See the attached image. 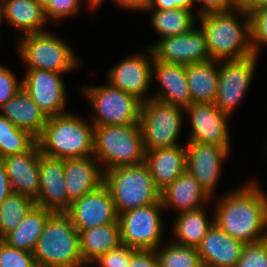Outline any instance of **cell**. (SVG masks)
I'll use <instances>...</instances> for the list:
<instances>
[{
	"label": "cell",
	"mask_w": 267,
	"mask_h": 267,
	"mask_svg": "<svg viewBox=\"0 0 267 267\" xmlns=\"http://www.w3.org/2000/svg\"><path fill=\"white\" fill-rule=\"evenodd\" d=\"M140 124L94 126L95 159L104 170L145 162Z\"/></svg>",
	"instance_id": "6"
},
{
	"label": "cell",
	"mask_w": 267,
	"mask_h": 267,
	"mask_svg": "<svg viewBox=\"0 0 267 267\" xmlns=\"http://www.w3.org/2000/svg\"><path fill=\"white\" fill-rule=\"evenodd\" d=\"M53 213L51 210L34 205L18 227L7 234L2 241L10 247L33 253L37 240Z\"/></svg>",
	"instance_id": "29"
},
{
	"label": "cell",
	"mask_w": 267,
	"mask_h": 267,
	"mask_svg": "<svg viewBox=\"0 0 267 267\" xmlns=\"http://www.w3.org/2000/svg\"><path fill=\"white\" fill-rule=\"evenodd\" d=\"M256 55L238 60H225L219 67L218 91L215 105L230 115L248 90L257 64Z\"/></svg>",
	"instance_id": "11"
},
{
	"label": "cell",
	"mask_w": 267,
	"mask_h": 267,
	"mask_svg": "<svg viewBox=\"0 0 267 267\" xmlns=\"http://www.w3.org/2000/svg\"><path fill=\"white\" fill-rule=\"evenodd\" d=\"M217 203L214 223L223 232L245 244L267 239V194L257 182L249 181Z\"/></svg>",
	"instance_id": "1"
},
{
	"label": "cell",
	"mask_w": 267,
	"mask_h": 267,
	"mask_svg": "<svg viewBox=\"0 0 267 267\" xmlns=\"http://www.w3.org/2000/svg\"><path fill=\"white\" fill-rule=\"evenodd\" d=\"M148 9H175V0H151Z\"/></svg>",
	"instance_id": "46"
},
{
	"label": "cell",
	"mask_w": 267,
	"mask_h": 267,
	"mask_svg": "<svg viewBox=\"0 0 267 267\" xmlns=\"http://www.w3.org/2000/svg\"><path fill=\"white\" fill-rule=\"evenodd\" d=\"M80 0H52L51 3L44 9L46 20L49 18L58 21L76 14L80 11Z\"/></svg>",
	"instance_id": "39"
},
{
	"label": "cell",
	"mask_w": 267,
	"mask_h": 267,
	"mask_svg": "<svg viewBox=\"0 0 267 267\" xmlns=\"http://www.w3.org/2000/svg\"><path fill=\"white\" fill-rule=\"evenodd\" d=\"M38 267H84L79 231L65 212H54L33 251Z\"/></svg>",
	"instance_id": "4"
},
{
	"label": "cell",
	"mask_w": 267,
	"mask_h": 267,
	"mask_svg": "<svg viewBox=\"0 0 267 267\" xmlns=\"http://www.w3.org/2000/svg\"><path fill=\"white\" fill-rule=\"evenodd\" d=\"M191 120V136L188 141L222 146L230 152L228 119L215 103H192L184 109Z\"/></svg>",
	"instance_id": "15"
},
{
	"label": "cell",
	"mask_w": 267,
	"mask_h": 267,
	"mask_svg": "<svg viewBox=\"0 0 267 267\" xmlns=\"http://www.w3.org/2000/svg\"><path fill=\"white\" fill-rule=\"evenodd\" d=\"M114 3L123 7V9L147 11L151 0H113Z\"/></svg>",
	"instance_id": "44"
},
{
	"label": "cell",
	"mask_w": 267,
	"mask_h": 267,
	"mask_svg": "<svg viewBox=\"0 0 267 267\" xmlns=\"http://www.w3.org/2000/svg\"><path fill=\"white\" fill-rule=\"evenodd\" d=\"M201 3L202 8L198 15L227 12L237 7V0H194V3Z\"/></svg>",
	"instance_id": "41"
},
{
	"label": "cell",
	"mask_w": 267,
	"mask_h": 267,
	"mask_svg": "<svg viewBox=\"0 0 267 267\" xmlns=\"http://www.w3.org/2000/svg\"><path fill=\"white\" fill-rule=\"evenodd\" d=\"M264 6H267V0H237V7L247 13Z\"/></svg>",
	"instance_id": "45"
},
{
	"label": "cell",
	"mask_w": 267,
	"mask_h": 267,
	"mask_svg": "<svg viewBox=\"0 0 267 267\" xmlns=\"http://www.w3.org/2000/svg\"><path fill=\"white\" fill-rule=\"evenodd\" d=\"M183 110L154 98L141 102L139 124L145 151L179 145Z\"/></svg>",
	"instance_id": "8"
},
{
	"label": "cell",
	"mask_w": 267,
	"mask_h": 267,
	"mask_svg": "<svg viewBox=\"0 0 267 267\" xmlns=\"http://www.w3.org/2000/svg\"><path fill=\"white\" fill-rule=\"evenodd\" d=\"M0 0V24L2 23V20L4 19V4L3 1Z\"/></svg>",
	"instance_id": "50"
},
{
	"label": "cell",
	"mask_w": 267,
	"mask_h": 267,
	"mask_svg": "<svg viewBox=\"0 0 267 267\" xmlns=\"http://www.w3.org/2000/svg\"><path fill=\"white\" fill-rule=\"evenodd\" d=\"M43 9H45L52 0H35Z\"/></svg>",
	"instance_id": "49"
},
{
	"label": "cell",
	"mask_w": 267,
	"mask_h": 267,
	"mask_svg": "<svg viewBox=\"0 0 267 267\" xmlns=\"http://www.w3.org/2000/svg\"><path fill=\"white\" fill-rule=\"evenodd\" d=\"M146 50L148 57L146 54L139 53L126 57L119 64L110 68L107 78L113 87L135 96L141 102L152 98L151 95L148 97L145 94L149 91V84L152 82L154 58L151 48Z\"/></svg>",
	"instance_id": "14"
},
{
	"label": "cell",
	"mask_w": 267,
	"mask_h": 267,
	"mask_svg": "<svg viewBox=\"0 0 267 267\" xmlns=\"http://www.w3.org/2000/svg\"><path fill=\"white\" fill-rule=\"evenodd\" d=\"M13 193L7 170L0 160V204Z\"/></svg>",
	"instance_id": "43"
},
{
	"label": "cell",
	"mask_w": 267,
	"mask_h": 267,
	"mask_svg": "<svg viewBox=\"0 0 267 267\" xmlns=\"http://www.w3.org/2000/svg\"><path fill=\"white\" fill-rule=\"evenodd\" d=\"M19 37V55L28 69L64 73L80 64L72 48L49 31Z\"/></svg>",
	"instance_id": "7"
},
{
	"label": "cell",
	"mask_w": 267,
	"mask_h": 267,
	"mask_svg": "<svg viewBox=\"0 0 267 267\" xmlns=\"http://www.w3.org/2000/svg\"><path fill=\"white\" fill-rule=\"evenodd\" d=\"M0 111L17 128L28 131L36 138L41 135L48 119L22 87Z\"/></svg>",
	"instance_id": "25"
},
{
	"label": "cell",
	"mask_w": 267,
	"mask_h": 267,
	"mask_svg": "<svg viewBox=\"0 0 267 267\" xmlns=\"http://www.w3.org/2000/svg\"><path fill=\"white\" fill-rule=\"evenodd\" d=\"M36 143V137L17 128L0 113V158L29 151Z\"/></svg>",
	"instance_id": "33"
},
{
	"label": "cell",
	"mask_w": 267,
	"mask_h": 267,
	"mask_svg": "<svg viewBox=\"0 0 267 267\" xmlns=\"http://www.w3.org/2000/svg\"><path fill=\"white\" fill-rule=\"evenodd\" d=\"M245 243L223 232L215 223L208 230L197 251L204 265L236 267Z\"/></svg>",
	"instance_id": "20"
},
{
	"label": "cell",
	"mask_w": 267,
	"mask_h": 267,
	"mask_svg": "<svg viewBox=\"0 0 267 267\" xmlns=\"http://www.w3.org/2000/svg\"><path fill=\"white\" fill-rule=\"evenodd\" d=\"M162 209L160 201L119 214L121 244L138 250H156L163 235Z\"/></svg>",
	"instance_id": "10"
},
{
	"label": "cell",
	"mask_w": 267,
	"mask_h": 267,
	"mask_svg": "<svg viewBox=\"0 0 267 267\" xmlns=\"http://www.w3.org/2000/svg\"><path fill=\"white\" fill-rule=\"evenodd\" d=\"M61 74L50 70L28 69L26 76L21 79L22 88L47 117L68 113L64 112L67 95Z\"/></svg>",
	"instance_id": "13"
},
{
	"label": "cell",
	"mask_w": 267,
	"mask_h": 267,
	"mask_svg": "<svg viewBox=\"0 0 267 267\" xmlns=\"http://www.w3.org/2000/svg\"><path fill=\"white\" fill-rule=\"evenodd\" d=\"M211 200L198 181L187 171L160 191L163 208L171 206L177 208L179 213L200 209Z\"/></svg>",
	"instance_id": "23"
},
{
	"label": "cell",
	"mask_w": 267,
	"mask_h": 267,
	"mask_svg": "<svg viewBox=\"0 0 267 267\" xmlns=\"http://www.w3.org/2000/svg\"><path fill=\"white\" fill-rule=\"evenodd\" d=\"M155 186L161 191L186 171V148L177 145L148 150L145 154Z\"/></svg>",
	"instance_id": "24"
},
{
	"label": "cell",
	"mask_w": 267,
	"mask_h": 267,
	"mask_svg": "<svg viewBox=\"0 0 267 267\" xmlns=\"http://www.w3.org/2000/svg\"><path fill=\"white\" fill-rule=\"evenodd\" d=\"M65 213L79 232L95 226L119 223L114 201L104 184L74 200Z\"/></svg>",
	"instance_id": "17"
},
{
	"label": "cell",
	"mask_w": 267,
	"mask_h": 267,
	"mask_svg": "<svg viewBox=\"0 0 267 267\" xmlns=\"http://www.w3.org/2000/svg\"><path fill=\"white\" fill-rule=\"evenodd\" d=\"M80 251L85 265L92 264L101 255L120 244L119 223L91 227L79 232Z\"/></svg>",
	"instance_id": "27"
},
{
	"label": "cell",
	"mask_w": 267,
	"mask_h": 267,
	"mask_svg": "<svg viewBox=\"0 0 267 267\" xmlns=\"http://www.w3.org/2000/svg\"><path fill=\"white\" fill-rule=\"evenodd\" d=\"M137 249L120 244L117 248L108 251L92 262L98 263L101 267H128L132 254Z\"/></svg>",
	"instance_id": "38"
},
{
	"label": "cell",
	"mask_w": 267,
	"mask_h": 267,
	"mask_svg": "<svg viewBox=\"0 0 267 267\" xmlns=\"http://www.w3.org/2000/svg\"><path fill=\"white\" fill-rule=\"evenodd\" d=\"M37 143L40 152L50 157L65 160L93 156L94 125L73 113L50 116Z\"/></svg>",
	"instance_id": "3"
},
{
	"label": "cell",
	"mask_w": 267,
	"mask_h": 267,
	"mask_svg": "<svg viewBox=\"0 0 267 267\" xmlns=\"http://www.w3.org/2000/svg\"><path fill=\"white\" fill-rule=\"evenodd\" d=\"M160 249L161 247H158L155 250L159 267H200L203 264L197 248L171 241Z\"/></svg>",
	"instance_id": "34"
},
{
	"label": "cell",
	"mask_w": 267,
	"mask_h": 267,
	"mask_svg": "<svg viewBox=\"0 0 267 267\" xmlns=\"http://www.w3.org/2000/svg\"><path fill=\"white\" fill-rule=\"evenodd\" d=\"M128 267H159L155 250H136Z\"/></svg>",
	"instance_id": "42"
},
{
	"label": "cell",
	"mask_w": 267,
	"mask_h": 267,
	"mask_svg": "<svg viewBox=\"0 0 267 267\" xmlns=\"http://www.w3.org/2000/svg\"><path fill=\"white\" fill-rule=\"evenodd\" d=\"M40 188L35 205L52 212H66L72 201L64 182V159L39 155Z\"/></svg>",
	"instance_id": "18"
},
{
	"label": "cell",
	"mask_w": 267,
	"mask_h": 267,
	"mask_svg": "<svg viewBox=\"0 0 267 267\" xmlns=\"http://www.w3.org/2000/svg\"><path fill=\"white\" fill-rule=\"evenodd\" d=\"M216 64V65H215ZM220 61L210 60L186 65L192 103H214L219 82Z\"/></svg>",
	"instance_id": "26"
},
{
	"label": "cell",
	"mask_w": 267,
	"mask_h": 267,
	"mask_svg": "<svg viewBox=\"0 0 267 267\" xmlns=\"http://www.w3.org/2000/svg\"><path fill=\"white\" fill-rule=\"evenodd\" d=\"M0 267H38L32 252L10 247L0 240Z\"/></svg>",
	"instance_id": "36"
},
{
	"label": "cell",
	"mask_w": 267,
	"mask_h": 267,
	"mask_svg": "<svg viewBox=\"0 0 267 267\" xmlns=\"http://www.w3.org/2000/svg\"><path fill=\"white\" fill-rule=\"evenodd\" d=\"M4 19L19 29L21 36L45 32L47 23L44 9L35 0H2Z\"/></svg>",
	"instance_id": "28"
},
{
	"label": "cell",
	"mask_w": 267,
	"mask_h": 267,
	"mask_svg": "<svg viewBox=\"0 0 267 267\" xmlns=\"http://www.w3.org/2000/svg\"><path fill=\"white\" fill-rule=\"evenodd\" d=\"M236 267H267V239L245 244Z\"/></svg>",
	"instance_id": "37"
},
{
	"label": "cell",
	"mask_w": 267,
	"mask_h": 267,
	"mask_svg": "<svg viewBox=\"0 0 267 267\" xmlns=\"http://www.w3.org/2000/svg\"><path fill=\"white\" fill-rule=\"evenodd\" d=\"M194 4V0H175V9L181 8L192 11Z\"/></svg>",
	"instance_id": "47"
},
{
	"label": "cell",
	"mask_w": 267,
	"mask_h": 267,
	"mask_svg": "<svg viewBox=\"0 0 267 267\" xmlns=\"http://www.w3.org/2000/svg\"><path fill=\"white\" fill-rule=\"evenodd\" d=\"M211 220H207L204 207L179 213L173 227L177 239L174 238L173 242L197 248L214 224V218Z\"/></svg>",
	"instance_id": "30"
},
{
	"label": "cell",
	"mask_w": 267,
	"mask_h": 267,
	"mask_svg": "<svg viewBox=\"0 0 267 267\" xmlns=\"http://www.w3.org/2000/svg\"><path fill=\"white\" fill-rule=\"evenodd\" d=\"M22 87V82L7 67L0 65V110Z\"/></svg>",
	"instance_id": "40"
},
{
	"label": "cell",
	"mask_w": 267,
	"mask_h": 267,
	"mask_svg": "<svg viewBox=\"0 0 267 267\" xmlns=\"http://www.w3.org/2000/svg\"><path fill=\"white\" fill-rule=\"evenodd\" d=\"M251 45L254 55L258 56L260 44L267 45V6L249 12Z\"/></svg>",
	"instance_id": "35"
},
{
	"label": "cell",
	"mask_w": 267,
	"mask_h": 267,
	"mask_svg": "<svg viewBox=\"0 0 267 267\" xmlns=\"http://www.w3.org/2000/svg\"><path fill=\"white\" fill-rule=\"evenodd\" d=\"M186 148V171L190 173L212 198L224 160L229 151L222 146L188 141Z\"/></svg>",
	"instance_id": "16"
},
{
	"label": "cell",
	"mask_w": 267,
	"mask_h": 267,
	"mask_svg": "<svg viewBox=\"0 0 267 267\" xmlns=\"http://www.w3.org/2000/svg\"><path fill=\"white\" fill-rule=\"evenodd\" d=\"M200 267H210V266H207V265L202 264Z\"/></svg>",
	"instance_id": "51"
},
{
	"label": "cell",
	"mask_w": 267,
	"mask_h": 267,
	"mask_svg": "<svg viewBox=\"0 0 267 267\" xmlns=\"http://www.w3.org/2000/svg\"><path fill=\"white\" fill-rule=\"evenodd\" d=\"M103 1L104 0H86L85 2L89 4L88 6L91 10H94L97 9Z\"/></svg>",
	"instance_id": "48"
},
{
	"label": "cell",
	"mask_w": 267,
	"mask_h": 267,
	"mask_svg": "<svg viewBox=\"0 0 267 267\" xmlns=\"http://www.w3.org/2000/svg\"><path fill=\"white\" fill-rule=\"evenodd\" d=\"M154 73L162 90L153 96L151 95L152 98L184 109L192 104L185 65L167 63L154 59L152 63V74Z\"/></svg>",
	"instance_id": "21"
},
{
	"label": "cell",
	"mask_w": 267,
	"mask_h": 267,
	"mask_svg": "<svg viewBox=\"0 0 267 267\" xmlns=\"http://www.w3.org/2000/svg\"><path fill=\"white\" fill-rule=\"evenodd\" d=\"M38 143L29 151L1 158L7 170L13 193L37 200L40 188Z\"/></svg>",
	"instance_id": "19"
},
{
	"label": "cell",
	"mask_w": 267,
	"mask_h": 267,
	"mask_svg": "<svg viewBox=\"0 0 267 267\" xmlns=\"http://www.w3.org/2000/svg\"><path fill=\"white\" fill-rule=\"evenodd\" d=\"M103 184L112 196L118 215L160 202V190L155 186L145 162L104 171Z\"/></svg>",
	"instance_id": "5"
},
{
	"label": "cell",
	"mask_w": 267,
	"mask_h": 267,
	"mask_svg": "<svg viewBox=\"0 0 267 267\" xmlns=\"http://www.w3.org/2000/svg\"><path fill=\"white\" fill-rule=\"evenodd\" d=\"M83 89L95 111L91 120L94 126L139 124L141 101L135 96L109 82Z\"/></svg>",
	"instance_id": "9"
},
{
	"label": "cell",
	"mask_w": 267,
	"mask_h": 267,
	"mask_svg": "<svg viewBox=\"0 0 267 267\" xmlns=\"http://www.w3.org/2000/svg\"><path fill=\"white\" fill-rule=\"evenodd\" d=\"M97 165L94 156L64 160L65 188L72 202L104 183V171Z\"/></svg>",
	"instance_id": "22"
},
{
	"label": "cell",
	"mask_w": 267,
	"mask_h": 267,
	"mask_svg": "<svg viewBox=\"0 0 267 267\" xmlns=\"http://www.w3.org/2000/svg\"><path fill=\"white\" fill-rule=\"evenodd\" d=\"M152 10V26L162 37L185 34L195 25L194 13L186 9H147Z\"/></svg>",
	"instance_id": "31"
},
{
	"label": "cell",
	"mask_w": 267,
	"mask_h": 267,
	"mask_svg": "<svg viewBox=\"0 0 267 267\" xmlns=\"http://www.w3.org/2000/svg\"><path fill=\"white\" fill-rule=\"evenodd\" d=\"M235 13L244 19L243 25ZM199 19L211 60H238L254 55L249 13L242 8L202 15Z\"/></svg>",
	"instance_id": "2"
},
{
	"label": "cell",
	"mask_w": 267,
	"mask_h": 267,
	"mask_svg": "<svg viewBox=\"0 0 267 267\" xmlns=\"http://www.w3.org/2000/svg\"><path fill=\"white\" fill-rule=\"evenodd\" d=\"M34 205L32 198L17 193L0 204V240L18 227Z\"/></svg>",
	"instance_id": "32"
},
{
	"label": "cell",
	"mask_w": 267,
	"mask_h": 267,
	"mask_svg": "<svg viewBox=\"0 0 267 267\" xmlns=\"http://www.w3.org/2000/svg\"><path fill=\"white\" fill-rule=\"evenodd\" d=\"M150 48L155 60L167 63L186 66L211 60L204 32L194 27L185 34L160 38Z\"/></svg>",
	"instance_id": "12"
}]
</instances>
